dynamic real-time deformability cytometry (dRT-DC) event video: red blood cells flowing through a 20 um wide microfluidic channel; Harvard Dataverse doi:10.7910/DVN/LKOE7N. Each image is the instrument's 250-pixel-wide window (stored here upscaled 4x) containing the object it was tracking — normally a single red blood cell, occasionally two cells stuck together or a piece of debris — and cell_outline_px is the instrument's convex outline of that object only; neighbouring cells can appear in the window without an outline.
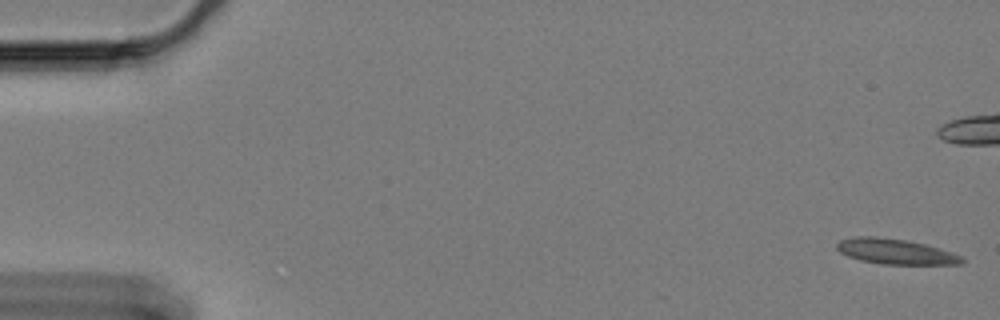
{"species": "Egyptian fruit bat (a non-hibernating species)", "species_latin": "Rousettus aegyptiacus", "temperature_condition": "cold", "stored_images_in_passage": 61, "camera_frame_rate_fps": 3000, "um_per_image_px": 0.085, "animal": {"sex": "female"}, "frame": {"image": 1, "passage_image": 1, "time_ms": 0.0, "image_size_px": [1000, 320], "cell_outline_px": [[964, 264], [884, 264], [860, 260], [848, 256], [840, 252], [836, 248], [836, 244], [840, 240], [852, 236], [872, 236], [908, 240], [924, 244], [952, 252], [960, 256], [964, 260]], "centroid_in_image_um": [76.08, 21.37], "position_along_channel_um": 8.9, "area_um2": 18.38}}
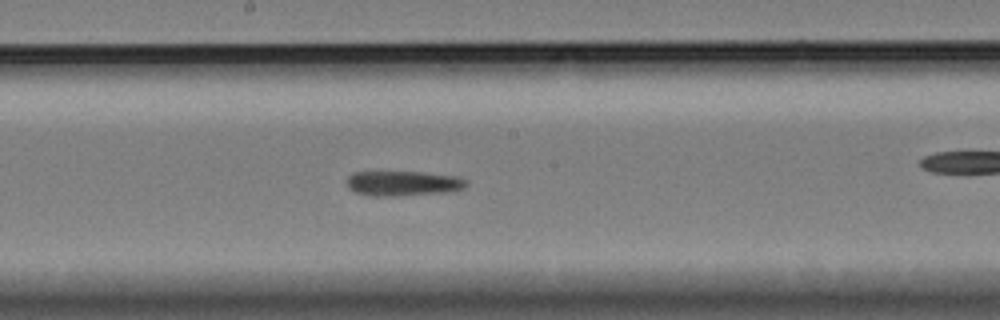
{"frame": {"image": 2, "passage_image": 32, "time_ms": 10.333, "image_size_px": [1000, 320], "cell_outline_px": [[468, 184], [464, 188], [452, 192], [396, 196], [368, 196], [356, 192], [348, 188], [344, 184], [344, 180], [352, 172], [424, 172], [456, 176], [468, 180]], "centroid_in_image_um": [34.24, 15.59], "position_along_channel_um": 214.0, "area_um2": 17.86}}
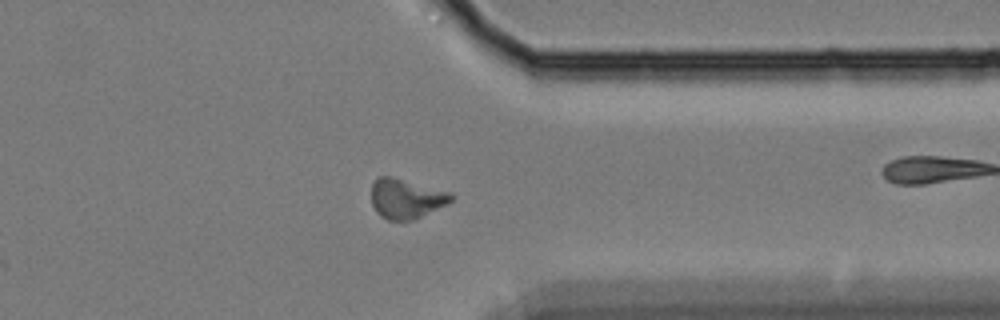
{"frame": {"image": 3, "passage_image": 47, "time_ms": 15.333, "image_size_px": [1000, 320], "cell_outline_px": [[456, 196], [448, 204], [412, 220], [388, 220], [380, 216], [376, 212], [372, 204], [372, 184], [376, 176], [388, 176], [452, 192]], "centroid_in_image_um": [34.53, 16.88], "position_along_channel_um": 376.9, "area_um2": 18.5}}